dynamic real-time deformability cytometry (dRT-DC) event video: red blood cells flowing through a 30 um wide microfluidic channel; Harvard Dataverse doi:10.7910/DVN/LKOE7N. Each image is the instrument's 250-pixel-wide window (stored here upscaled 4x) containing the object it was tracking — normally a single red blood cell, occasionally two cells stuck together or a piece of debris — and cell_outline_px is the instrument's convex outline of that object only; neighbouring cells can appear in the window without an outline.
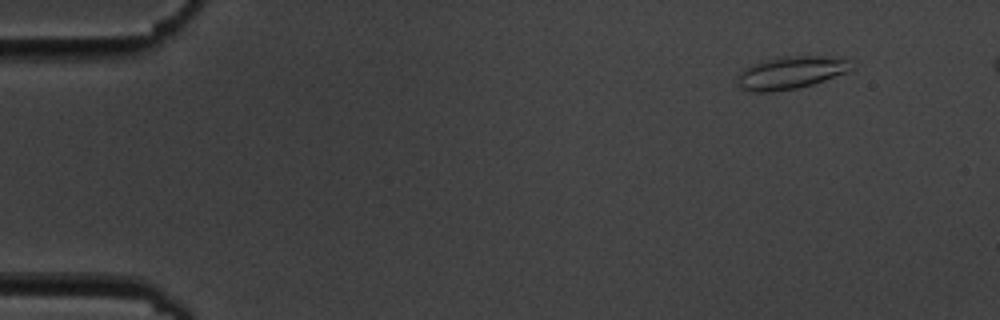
{"species": "common noctule bat (a hibernating species)", "species_latin": "Nyctalus noctula", "temperature_condition": "cold", "stored_images_in_passage": 9, "camera_frame_rate_fps": 3000, "um_per_image_px": 0.085, "animal": {"sex": "male", "body_mass_g": 19.5, "forearm_length_mm": 54.6}, "frame": {"image": 1, "passage_image": 1, "time_ms": 0.0, "image_size_px": [1000, 320], "cell_outline_px": [[852, 72], [812, 84], [796, 88], [772, 92], [752, 92], [740, 88], [736, 84], [736, 80], [740, 72], [744, 68], [760, 60], [780, 56], [820, 56], [848, 60], [852, 68]], "centroid_in_image_um": [67.17, 6.18], "position_along_channel_um": 17.8, "area_um2": 21.91}}
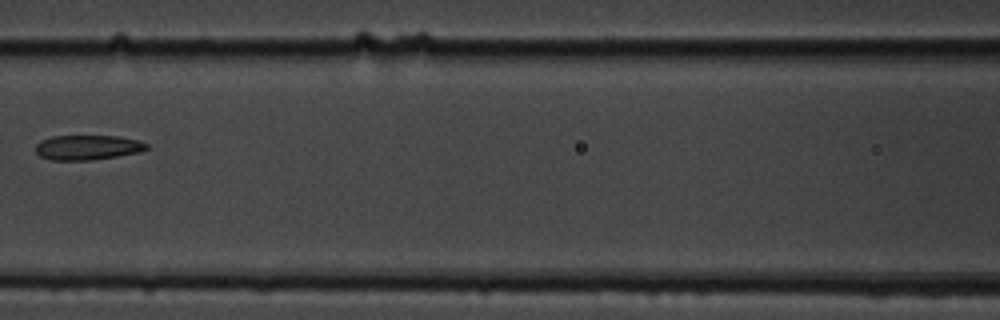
{"frame": {"image": 2, "passage_image": 7, "time_ms": 7.0, "image_size_px": [1000, 320], "cell_outline_px": [[148, 148], [140, 152], [92, 160], [52, 160], [40, 156], [36, 152], [36, 144], [40, 140], [52, 136], [120, 136], [140, 140], [148, 144]], "centroid_in_image_um": [7.45, 12.52], "position_along_channel_um": 159.1, "area_um2": 16.13}}
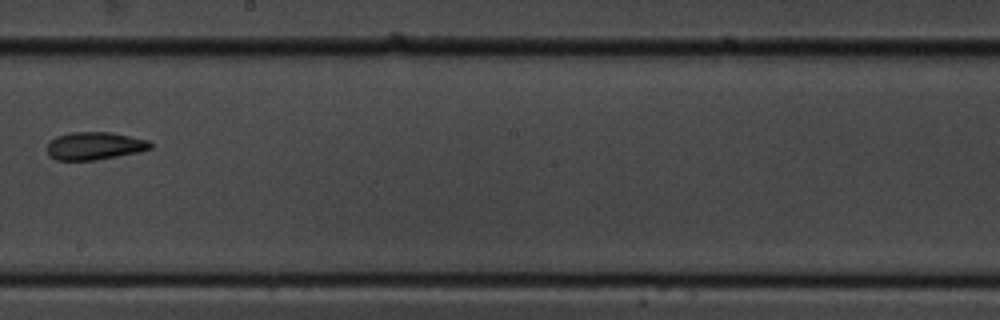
{"frame": {"image": 3, "passage_image": 9, "time_ms": 9.333, "image_size_px": [1000, 320], "cell_outline_px": [[152, 148], [140, 152], [92, 160], [56, 160], [48, 156], [48, 144], [56, 136], [72, 132], [108, 132], [148, 140], [152, 144]], "centroid_in_image_um": [8.03, 12.4], "position_along_channel_um": 240.2, "area_um2": 16.53}}